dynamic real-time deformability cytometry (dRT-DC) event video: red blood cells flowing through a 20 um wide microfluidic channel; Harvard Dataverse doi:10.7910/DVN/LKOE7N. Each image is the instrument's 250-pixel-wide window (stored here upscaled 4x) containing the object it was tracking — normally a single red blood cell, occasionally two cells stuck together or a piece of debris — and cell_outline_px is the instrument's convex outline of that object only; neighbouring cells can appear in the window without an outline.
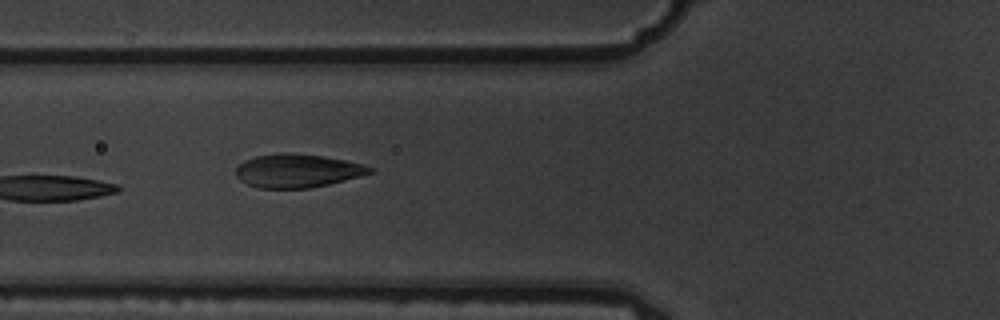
{"species": "common noctule bat (a hibernating species)", "species_latin": "Nyctalus noctula", "temperature_condition": "warm", "stored_images_in_passage": 2, "camera_frame_rate_fps": 3000, "um_per_image_px": 0.085, "animal": {"sex": "male", "body_mass_g": 19.5, "forearm_length_mm": 54.6}, "frame": {"image": 1, "passage_image": 2, "time_ms": 0.333, "image_size_px": [1000, 320], "cell_outline_px": [[372, 172], [344, 180], [328, 184], [308, 188], [260, 188], [248, 184], [240, 180], [236, 176], [236, 168], [244, 160], [256, 156], [284, 152], [324, 156], [364, 164], [372, 168]], "centroid_in_image_um": [25.25, 14.51], "position_along_channel_um": 100.6, "area_um2": 25.84}}